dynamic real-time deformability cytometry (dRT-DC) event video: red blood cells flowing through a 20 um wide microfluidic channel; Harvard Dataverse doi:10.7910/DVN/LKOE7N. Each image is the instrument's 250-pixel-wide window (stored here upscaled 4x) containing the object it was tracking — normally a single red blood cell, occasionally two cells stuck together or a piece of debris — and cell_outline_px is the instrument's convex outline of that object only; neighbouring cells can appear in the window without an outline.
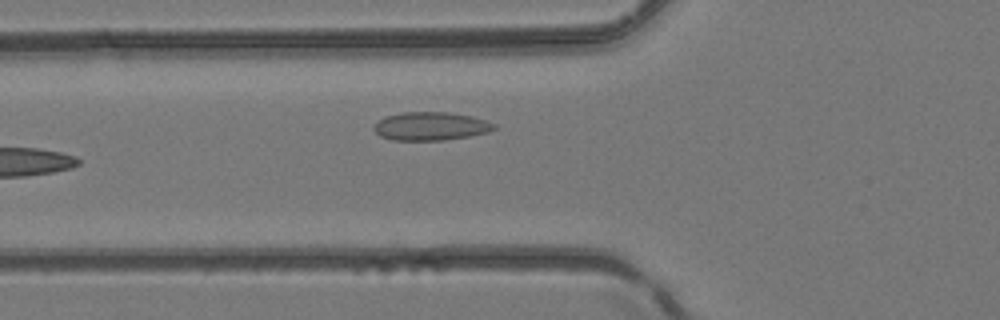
{"species": "common noctule bat (a hibernating species)", "species_latin": "Nyctalus noctula", "temperature_condition": "room temperature", "stored_images_in_passage": 4, "camera_frame_rate_fps": 3000, "um_per_image_px": 0.085, "animal": {"sex": "female", "body_mass_g": 24.6, "forearm_length_mm": 56.2}, "frame": {"image": 1, "passage_image": 4, "time_ms": 1.0, "image_size_px": [1000, 320], "cell_outline_px": [[496, 128], [488, 132], [468, 136], [444, 140], [392, 140], [380, 136], [372, 128], [372, 124], [384, 116], [400, 112], [452, 112], [472, 116], [496, 124]], "centroid_in_image_um": [36.56, 10.71], "position_along_channel_um": 89.2, "area_um2": 20.06}}